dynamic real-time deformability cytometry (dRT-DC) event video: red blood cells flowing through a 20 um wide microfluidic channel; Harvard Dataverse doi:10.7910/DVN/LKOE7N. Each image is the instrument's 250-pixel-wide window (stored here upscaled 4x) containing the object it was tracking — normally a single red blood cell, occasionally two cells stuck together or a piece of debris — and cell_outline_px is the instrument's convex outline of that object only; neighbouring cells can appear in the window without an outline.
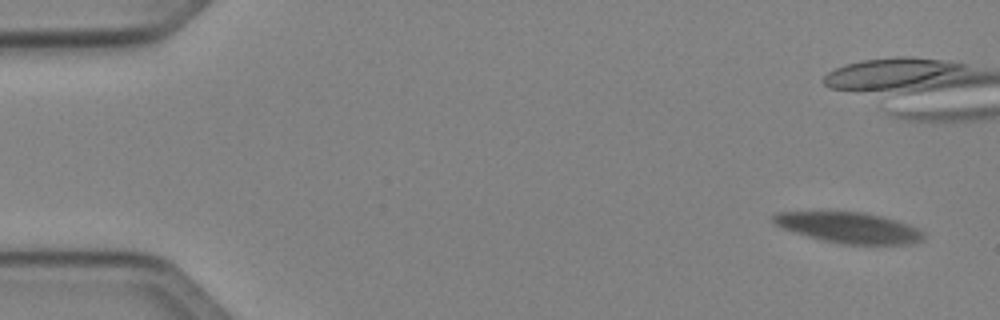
{"species": "Egyptian fruit bat (a non-hibernating species)", "species_latin": "Rousettus aegyptiacus", "temperature_condition": "cold", "stored_images_in_passage": 5, "camera_frame_rate_fps": 3000, "um_per_image_px": 0.085, "animal": {"sex": "female"}, "frame": {"image": 1, "passage_image": 1, "time_ms": 0.0, "image_size_px": [1000, 320], "cell_outline_px": [[924, 240], [912, 244], [844, 244], [824, 240], [808, 236], [784, 228], [776, 224], [772, 220], [772, 216], [776, 212], [828, 208], [864, 212], [896, 220], [908, 224], [924, 232]], "centroid_in_image_um": [72.1, 19.28], "position_along_channel_um": 12.9, "area_um2": 27.8}}